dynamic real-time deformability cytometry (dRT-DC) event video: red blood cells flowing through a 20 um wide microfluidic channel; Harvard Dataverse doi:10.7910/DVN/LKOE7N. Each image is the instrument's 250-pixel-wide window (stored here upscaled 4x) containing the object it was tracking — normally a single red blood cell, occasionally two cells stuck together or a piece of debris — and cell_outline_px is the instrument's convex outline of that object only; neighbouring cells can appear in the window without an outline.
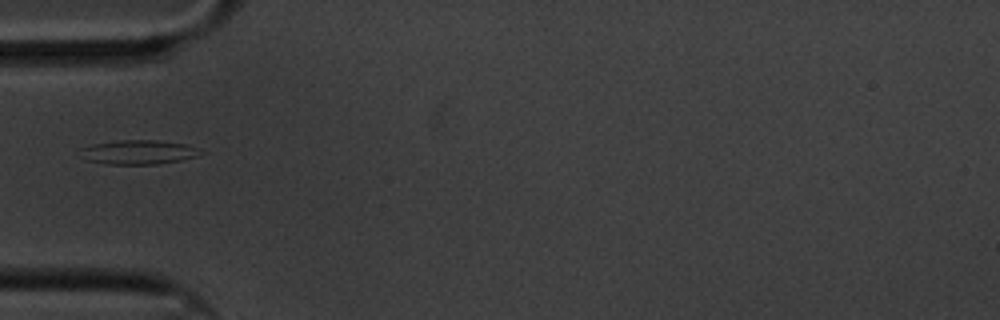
{"species": "common noctule bat (a hibernating species)", "species_latin": "Nyctalus noctula", "temperature_condition": "cold", "stored_images_in_passage": 42, "camera_frame_rate_fps": 3000, "um_per_image_px": 0.085, "animal": {"sex": "male", "body_mass_g": 20.1, "forearm_length_mm": 53.5}, "frame": {"image": 1, "passage_image": 1, "time_ms": 0.0, "image_size_px": [1000, 320], "cell_outline_px": [[204, 152], [196, 156], [180, 160], [156, 164], [104, 164], [88, 160], [80, 148], [92, 144], [120, 140], [156, 140], [184, 144]], "centroid_in_image_um": [11.76, 12.93], "position_along_channel_um": 73.2, "area_um2": 16.59}}
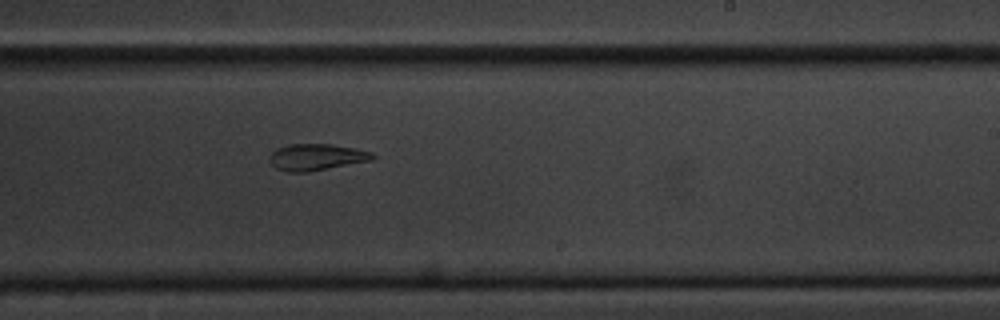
{"frame": {"image": 2, "passage_image": 18, "time_ms": 5.667, "image_size_px": [1000, 320], "cell_outline_px": [[376, 156], [372, 160], [308, 172], [288, 172], [276, 168], [268, 160], [268, 156], [276, 148], [288, 144], [332, 144], [356, 148], [372, 152]], "centroid_in_image_um": [26.88, 13.35], "position_along_channel_um": 262.1, "area_um2": 16.07}}
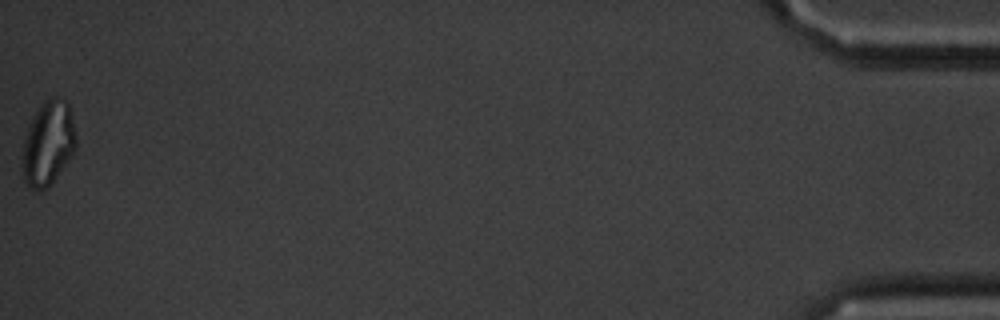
{"frame": {"image": 3, "passage_image": 42, "time_ms": 13.667, "image_size_px": [1000, 320], "cell_outline_px": [[76, 148], [48, 188], [40, 192], [36, 192], [24, 180], [20, 156], [24, 136], [32, 116], [44, 100], [52, 96], [56, 96], [68, 100], [76, 136]], "centroid_in_image_um": [4.06, 12.16], "position_along_channel_um": 431.1, "area_um2": 26.88}}